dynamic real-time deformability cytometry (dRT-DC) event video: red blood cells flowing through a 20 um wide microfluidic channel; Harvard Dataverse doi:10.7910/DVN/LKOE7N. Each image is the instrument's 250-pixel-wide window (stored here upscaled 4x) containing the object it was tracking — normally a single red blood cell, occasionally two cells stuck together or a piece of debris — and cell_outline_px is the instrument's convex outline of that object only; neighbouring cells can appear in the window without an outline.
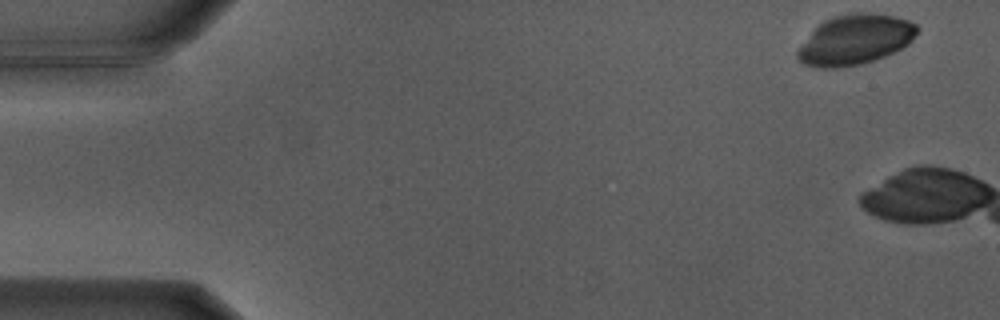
{"species": "Egyptian fruit bat (a non-hibernating species)", "species_latin": "Rousettus aegyptiacus", "temperature_condition": "warm", "stored_images_in_passage": 11, "camera_frame_rate_fps": 3000, "um_per_image_px": 0.085, "animal": {"sex": "male"}, "frame": {"image": 1, "passage_image": 1, "time_ms": 0.0, "image_size_px": [1000, 320], "cell_outline_px": [[920, 28], [912, 40], [908, 44], [884, 56], [860, 64], [836, 68], [820, 68], [804, 64], [796, 56], [796, 52], [812, 32], [824, 20], [832, 16], [852, 12], [872, 12], [896, 16], [908, 20], [916, 24]], "centroid_in_image_um": [72.71, 3.35], "position_along_channel_um": 12.3, "area_um2": 34.74}}